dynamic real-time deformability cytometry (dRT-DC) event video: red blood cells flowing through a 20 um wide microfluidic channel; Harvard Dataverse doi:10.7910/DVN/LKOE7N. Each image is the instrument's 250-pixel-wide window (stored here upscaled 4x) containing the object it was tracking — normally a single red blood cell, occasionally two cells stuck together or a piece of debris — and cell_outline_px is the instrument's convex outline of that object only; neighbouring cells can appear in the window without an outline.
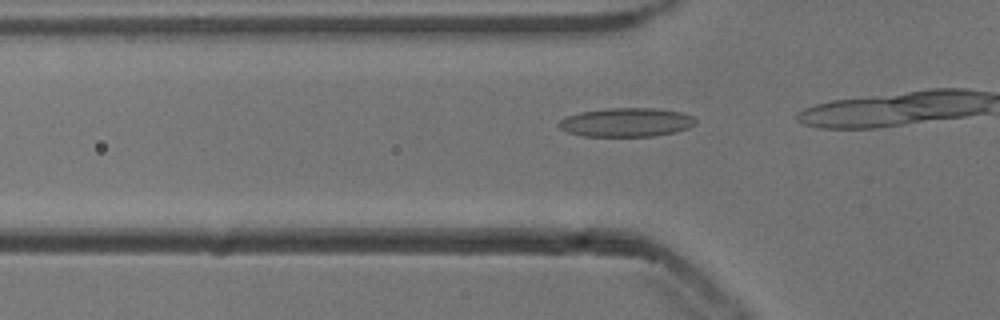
{"species": "common noctule bat (a hibernating species)", "species_latin": "Nyctalus noctula", "temperature_condition": "cold", "stored_images_in_passage": 11, "camera_frame_rate_fps": 3000, "um_per_image_px": 0.085, "animal": {"sex": "male", "body_mass_g": 13.3}, "frame": {"image": 1, "passage_image": 8, "time_ms": 2.333, "image_size_px": [1000, 320], "cell_outline_px": [[696, 124], [688, 128], [676, 132], [656, 136], [584, 136], [568, 132], [560, 128], [556, 124], [564, 116], [580, 112], [608, 108], [656, 108], [680, 112], [692, 116], [696, 120]], "centroid_in_image_um": [53.23, 10.4], "position_along_channel_um": 72.6, "area_um2": 23.12}}